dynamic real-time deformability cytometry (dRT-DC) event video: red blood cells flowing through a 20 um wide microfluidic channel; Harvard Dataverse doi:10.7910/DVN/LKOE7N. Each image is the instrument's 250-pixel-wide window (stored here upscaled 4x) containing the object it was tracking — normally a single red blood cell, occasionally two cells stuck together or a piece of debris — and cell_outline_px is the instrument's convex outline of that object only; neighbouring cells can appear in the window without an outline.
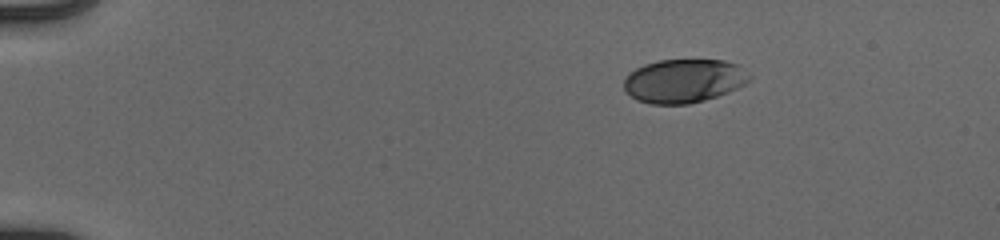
{"species": "human", "species_latin": "Homo sapiens", "temperature_condition": "cold", "stored_images_in_passage": 46, "camera_frame_rate_fps": 3000, "um_per_image_px": 0.085, "donor": {"sex": "male"}, "frame": {"image": 1, "passage_image": 1, "time_ms": 0.0, "image_size_px": [1000, 240], "cell_outline_px": [[752, 80], [728, 92], [704, 100], [688, 104], [652, 104], [636, 100], [624, 88], [624, 80], [636, 68], [644, 64], [660, 60], [724, 60], [736, 64], [752, 76]], "centroid_in_image_um": [58.14, 6.87], "position_along_channel_um": 26.9, "area_um2": 31.73}}
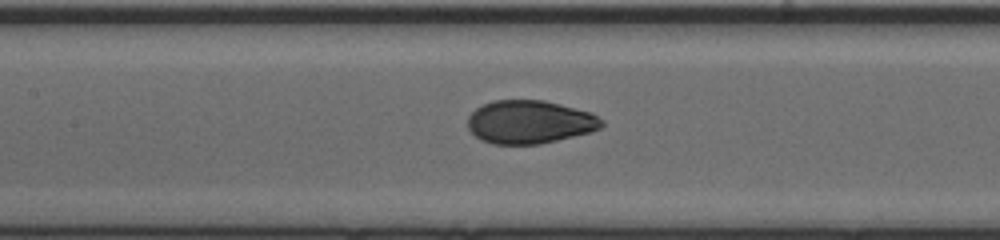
{"frame": {"image": 2, "passage_image": 19, "time_ms": 6.0, "image_size_px": [1000, 240], "cell_outline_px": [[604, 124], [600, 128], [588, 132], [540, 144], [492, 144], [480, 140], [468, 128], [468, 116], [476, 108], [492, 100], [544, 100], [592, 112], [604, 120]], "centroid_in_image_um": [45.02, 10.36], "position_along_channel_um": 162.4, "area_um2": 33.76}}
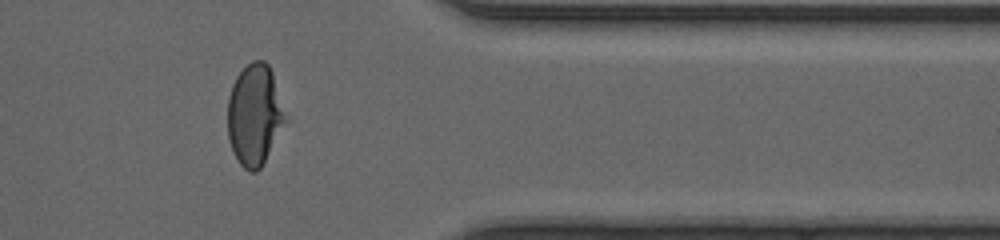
{"frame": {"image": 3, "passage_image": 37, "time_ms": 12.0, "image_size_px": [1000, 240], "cell_outline_px": [[284, 120], [260, 168], [256, 172], [252, 172], [244, 168], [240, 164], [232, 152], [228, 136], [228, 96], [232, 84], [236, 76], [252, 60], [264, 60], [268, 64], [272, 72], [284, 112]], "centroid_in_image_um": [21.57, 9.73], "position_along_channel_um": 389.8, "area_um2": 33.06}, "authors_computed_cell_mechanics": {"area_um2": 33.7841, "velocity_mm_per_s": 3.9659, "shape_relaxation_time_tau1_ms": 3.5262, "shape_relaxation_time_tau2_ms": null, "deformation_change_tau1": 0.1877, "deformation_change_tau2": null}}